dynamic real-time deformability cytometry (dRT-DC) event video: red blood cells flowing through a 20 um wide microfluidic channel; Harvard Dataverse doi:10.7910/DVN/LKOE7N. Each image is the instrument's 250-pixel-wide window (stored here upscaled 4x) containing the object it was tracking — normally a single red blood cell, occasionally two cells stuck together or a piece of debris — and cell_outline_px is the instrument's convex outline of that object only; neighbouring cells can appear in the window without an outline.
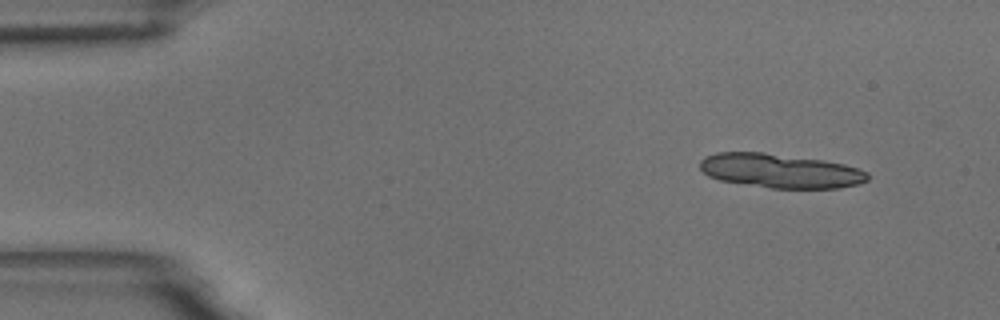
{"species": "common noctule bat (a hibernating species)", "species_latin": "Nyctalus noctula", "temperature_condition": "room temperature", "stored_images_in_passage": 10, "camera_frame_rate_fps": 3000, "um_per_image_px": 0.085, "animal": {"sex": "male", "body_mass_g": 18.8}, "frame": {"image": 1, "passage_image": 1, "time_ms": 0.0, "image_size_px": [1000, 320], "cell_outline_px": [[868, 180], [860, 184], [840, 188], [772, 188], [720, 180], [708, 176], [700, 168], [700, 160], [704, 156], [716, 152], [764, 152], [824, 160], [844, 164], [868, 172]], "centroid_in_image_um": [66.32, 14.51], "position_along_channel_um": 18.7, "area_um2": 33.47}}